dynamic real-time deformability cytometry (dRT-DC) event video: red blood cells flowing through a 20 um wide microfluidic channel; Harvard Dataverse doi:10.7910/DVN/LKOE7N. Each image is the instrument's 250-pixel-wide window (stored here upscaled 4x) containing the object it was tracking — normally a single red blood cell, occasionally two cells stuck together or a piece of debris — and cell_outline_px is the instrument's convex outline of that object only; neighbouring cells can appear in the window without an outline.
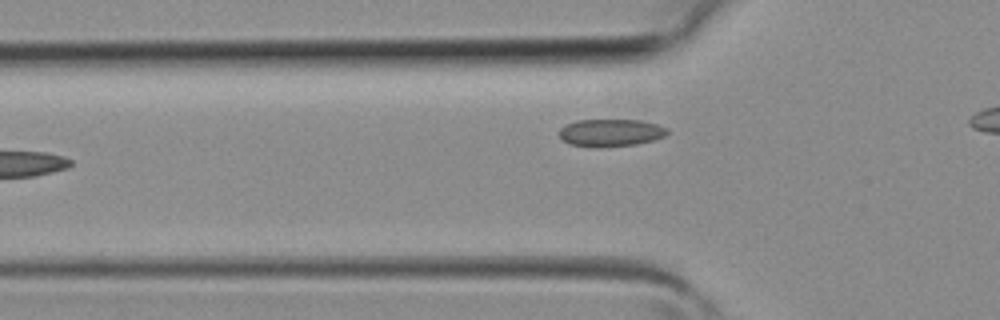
{"species": "common noctule bat (a hibernating species)", "species_latin": "Nyctalus noctula", "temperature_condition": "room temperature", "stored_images_in_passage": 6, "camera_frame_rate_fps": 3000, "um_per_image_px": 0.085, "animal": {"sex": "female", "body_mass_g": 19.3, "forearm_length_mm": 54.1}, "frame": {"image": 1, "passage_image": 5, "time_ms": 1.333, "image_size_px": [1000, 320], "cell_outline_px": [[668, 132], [664, 136], [652, 140], [636, 144], [596, 148], [568, 144], [560, 136], [560, 128], [564, 124], [576, 120], [640, 120], [656, 124], [668, 128]], "centroid_in_image_um": [51.87, 11.28], "position_along_channel_um": 73.9, "area_um2": 17.34}}